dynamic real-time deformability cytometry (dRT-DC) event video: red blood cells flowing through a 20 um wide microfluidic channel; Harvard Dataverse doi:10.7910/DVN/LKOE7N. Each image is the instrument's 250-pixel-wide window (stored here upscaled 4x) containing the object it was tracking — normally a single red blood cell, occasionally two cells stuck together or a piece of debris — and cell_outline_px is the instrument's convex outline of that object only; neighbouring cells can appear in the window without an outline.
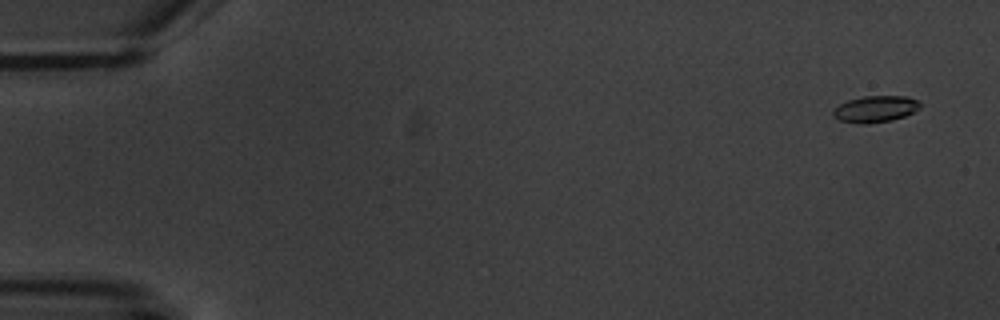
{"species": "common noctule bat (a hibernating species)", "species_latin": "Nyctalus noctula", "temperature_condition": "warm", "stored_images_in_passage": 7, "camera_frame_rate_fps": 3000, "um_per_image_px": 0.085, "animal": {"sex": "male", "body_mass_g": 20.1, "forearm_length_mm": 53.5}, "frame": {"image": 1, "passage_image": 1, "time_ms": 0.0, "image_size_px": [1000, 320], "cell_outline_px": [[920, 108], [904, 116], [892, 120], [868, 124], [860, 124], [840, 120], [832, 116], [832, 112], [840, 104], [848, 100], [864, 96], [908, 96], [916, 100], [920, 104]], "centroid_in_image_um": [74.39, 9.27], "position_along_channel_um": 10.6, "area_um2": 13.35}}
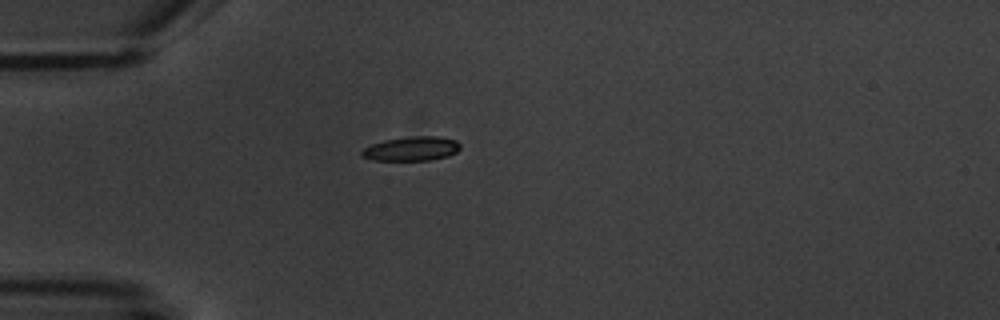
{"frame": {"image": 2, "passage_image": 5, "time_ms": 4.667, "image_size_px": [1000, 320], "cell_outline_px": [[460, 148], [456, 152], [448, 156], [428, 160], [372, 160], [360, 156], [360, 152], [364, 148], [372, 144], [384, 140], [412, 136], [440, 136], [456, 140], [460, 144]], "centroid_in_image_um": [34.97, 12.63], "position_along_channel_um": 50.0, "area_um2": 13.93}}